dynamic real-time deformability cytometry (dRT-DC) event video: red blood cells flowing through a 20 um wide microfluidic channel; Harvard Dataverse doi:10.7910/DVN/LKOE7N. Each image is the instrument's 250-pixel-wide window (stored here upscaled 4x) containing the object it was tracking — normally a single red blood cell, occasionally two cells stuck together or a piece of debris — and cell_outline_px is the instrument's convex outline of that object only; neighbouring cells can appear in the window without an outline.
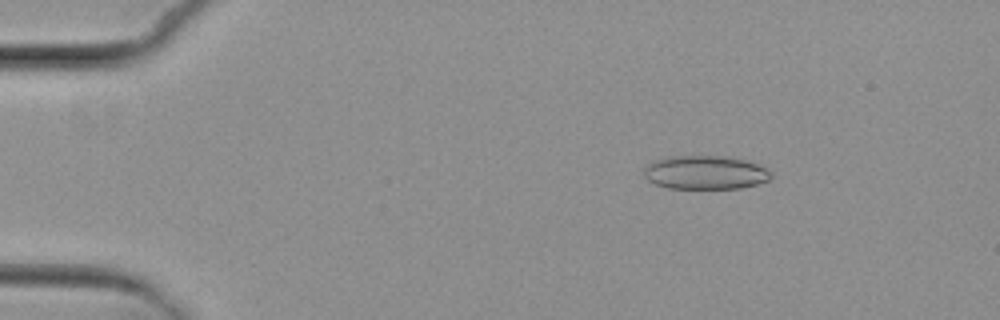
{"species": "common noctule bat (a hibernating species)", "species_latin": "Nyctalus noctula", "temperature_condition": "cold", "stored_images_in_passage": 6, "camera_frame_rate_fps": 3000, "um_per_image_px": 0.085, "animal": {"sex": "female", "body_mass_g": 29.2, "forearm_length_mm": 56.3}, "frame": {"image": 1, "passage_image": 3, "time_ms": 2.333, "image_size_px": [1000, 320], "cell_outline_px": [[772, 176], [768, 180], [756, 184], [740, 188], [668, 188], [652, 184], [644, 176], [644, 168], [652, 160], [672, 156], [728, 156], [744, 160], [756, 164], [772, 172]], "centroid_in_image_um": [59.9, 14.66], "position_along_channel_um": 25.1, "area_um2": 24.97}}
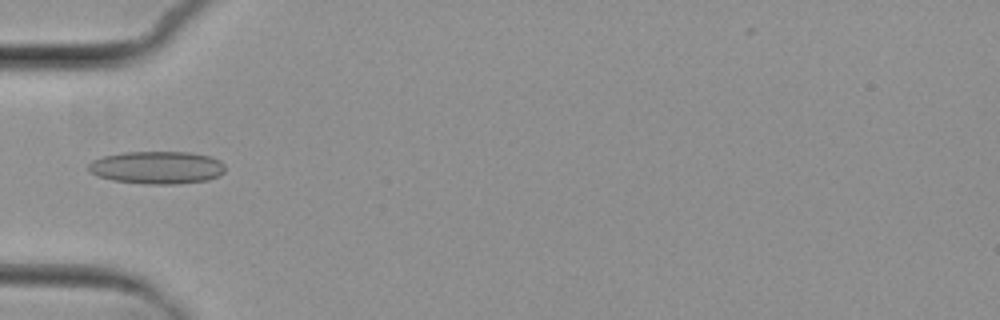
{"frame": {"image": 2, "passage_image": 6, "time_ms": 5.667, "image_size_px": [1000, 320], "cell_outline_px": [[224, 172], [220, 176], [208, 180], [176, 184], [144, 184], [112, 180], [96, 176], [88, 172], [88, 164], [92, 160], [104, 156], [124, 152], [188, 152], [212, 156], [220, 160], [224, 164]], "centroid_in_image_um": [13.35, 14.24], "position_along_channel_um": 71.7, "area_um2": 26.36}}